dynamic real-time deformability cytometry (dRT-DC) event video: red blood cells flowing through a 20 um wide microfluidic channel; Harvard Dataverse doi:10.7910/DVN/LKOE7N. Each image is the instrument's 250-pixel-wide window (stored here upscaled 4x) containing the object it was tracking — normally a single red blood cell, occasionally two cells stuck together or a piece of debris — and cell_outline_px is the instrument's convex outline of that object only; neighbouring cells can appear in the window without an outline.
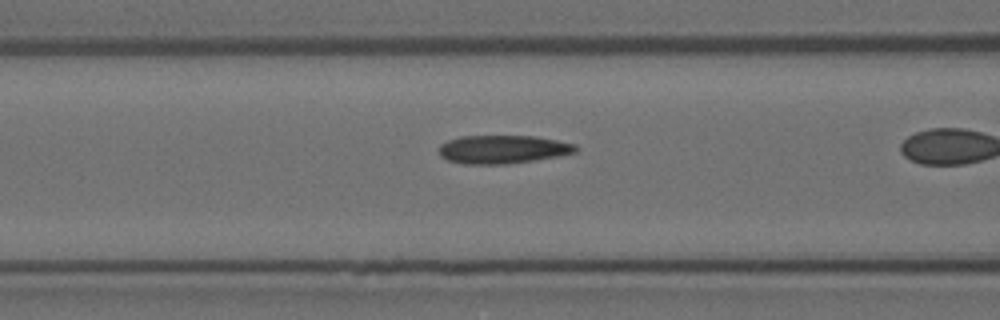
{"species": "Egyptian fruit bat (a non-hibernating species)", "species_latin": "Rousettus aegyptiacus", "temperature_condition": "room temperature", "stored_images_in_passage": 22, "camera_frame_rate_fps": 3000, "um_per_image_px": 0.085, "animal": {"sex": "female"}, "frame": {"image": 1, "passage_image": 10, "time_ms": 3.0, "image_size_px": [1000, 320], "cell_outline_px": [[580, 148], [576, 152], [560, 156], [508, 164], [464, 164], [448, 160], [440, 156], [440, 144], [448, 140], [460, 136], [536, 136], [576, 144]], "centroid_in_image_um": [42.77, 12.69], "position_along_channel_um": 123.8, "area_um2": 22.72}}